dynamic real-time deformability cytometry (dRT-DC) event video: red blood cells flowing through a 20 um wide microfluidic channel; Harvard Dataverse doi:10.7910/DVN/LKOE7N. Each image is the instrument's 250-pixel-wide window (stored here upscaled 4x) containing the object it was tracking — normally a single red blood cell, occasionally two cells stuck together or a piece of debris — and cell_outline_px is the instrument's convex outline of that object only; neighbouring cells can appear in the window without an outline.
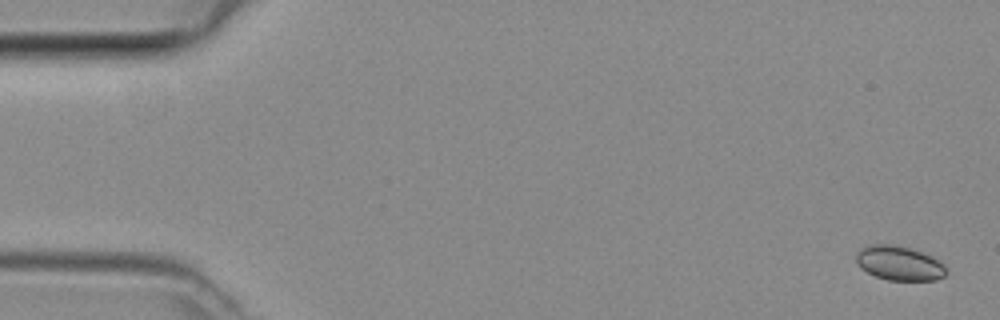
{"species": "common noctule bat (a hibernating species)", "species_latin": "Nyctalus noctula", "temperature_condition": "room temperature", "stored_images_in_passage": 5, "camera_frame_rate_fps": 3000, "um_per_image_px": 0.085, "animal": {"sex": "female", "body_mass_g": 29.2, "forearm_length_mm": 56.3}, "frame": {"image": 1, "passage_image": 1, "time_ms": 0.0, "image_size_px": [1000, 320], "cell_outline_px": [[948, 272], [944, 276], [936, 280], [888, 280], [876, 276], [860, 268], [856, 260], [856, 252], [860, 248], [868, 244], [896, 244], [932, 256], [944, 264]], "centroid_in_image_um": [76.42, 22.36], "position_along_channel_um": 8.6, "area_um2": 18.15}}